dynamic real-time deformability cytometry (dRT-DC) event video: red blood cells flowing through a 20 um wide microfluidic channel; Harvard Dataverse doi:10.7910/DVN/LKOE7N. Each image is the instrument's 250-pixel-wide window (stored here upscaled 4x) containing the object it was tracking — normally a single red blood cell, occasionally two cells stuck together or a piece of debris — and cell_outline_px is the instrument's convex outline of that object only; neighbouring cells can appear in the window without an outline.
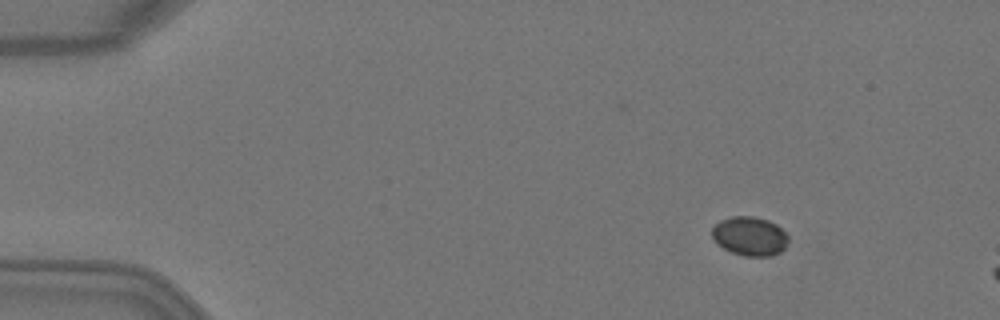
{"species": "Egyptian fruit bat (a non-hibernating species)", "species_latin": "Rousettus aegyptiacus", "temperature_condition": "warm", "stored_images_in_passage": 3, "camera_frame_rate_fps": 3000, "um_per_image_px": 0.085, "animal": {"sex": "female"}, "frame": {"image": 1, "passage_image": 1, "time_ms": 0.0, "image_size_px": [1000, 320], "cell_outline_px": [[788, 240], [784, 248], [780, 252], [768, 256], [744, 256], [732, 252], [716, 244], [712, 236], [712, 228], [720, 220], [732, 216], [752, 216], [768, 220], [776, 224], [788, 236]], "centroid_in_image_um": [63.71, 20.07], "position_along_channel_um": 21.3, "area_um2": 17.28}}